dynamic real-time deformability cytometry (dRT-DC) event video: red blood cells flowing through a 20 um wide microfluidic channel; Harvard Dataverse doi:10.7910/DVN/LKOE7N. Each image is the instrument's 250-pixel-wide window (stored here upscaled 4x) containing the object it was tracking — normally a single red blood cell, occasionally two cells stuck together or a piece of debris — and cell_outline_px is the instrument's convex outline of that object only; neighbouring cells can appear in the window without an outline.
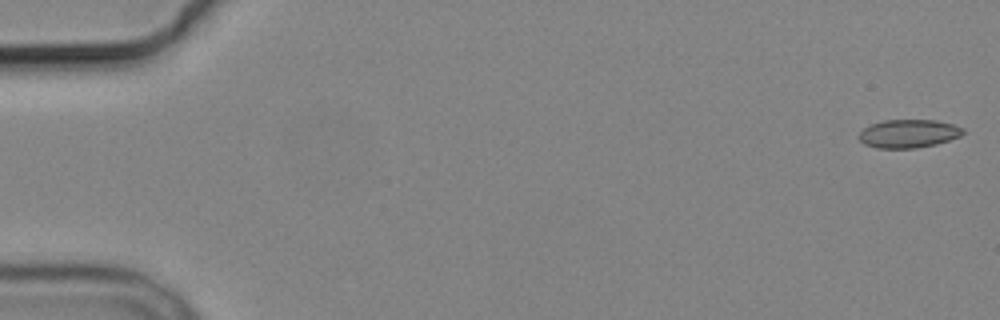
{"species": "common noctule bat (a hibernating species)", "species_latin": "Nyctalus noctula", "temperature_condition": "cold", "stored_images_in_passage": 8, "camera_frame_rate_fps": 3000, "um_per_image_px": 0.085, "animal": {"sex": "male", "body_mass_g": 19.2, "forearm_length_mm": 51.8}, "frame": {"image": 1, "passage_image": 1, "time_ms": 0.0, "image_size_px": [1000, 320], "cell_outline_px": [[964, 132], [960, 136], [936, 144], [912, 148], [876, 148], [864, 144], [860, 140], [860, 132], [864, 128], [872, 124], [884, 120], [936, 120], [952, 124], [964, 128]], "centroid_in_image_um": [77.23, 11.35], "position_along_channel_um": 7.8, "area_um2": 16.99}}
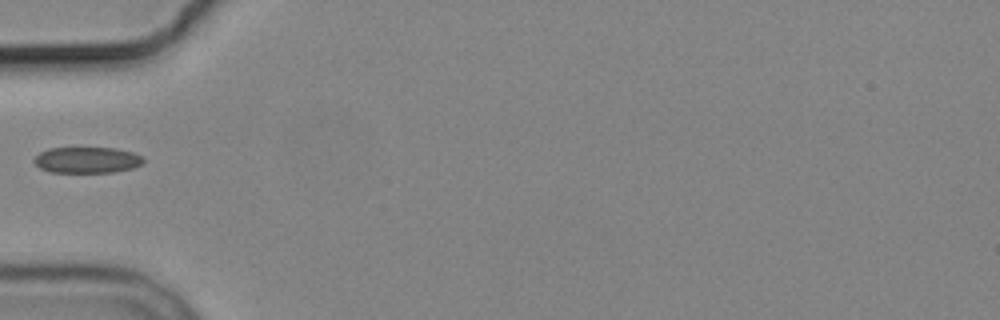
{"frame": {"image": 2, "passage_image": 6, "time_ms": 6.0, "image_size_px": [1000, 320], "cell_outline_px": [[144, 160], [140, 164], [132, 168], [112, 172], [48, 172], [40, 168], [32, 160], [40, 152], [48, 148], [116, 148], [132, 152], [144, 156]], "centroid_in_image_um": [7.38, 13.59], "position_along_channel_um": 77.6, "area_um2": 16.59}}
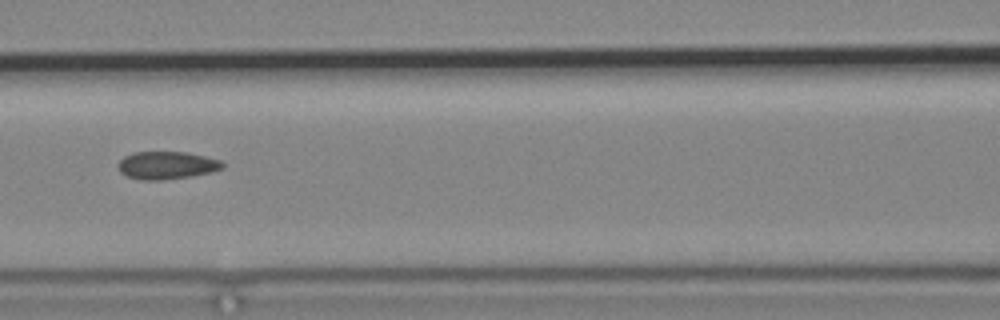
{"frame": {"image": 3, "passage_image": 8, "time_ms": 8.0, "image_size_px": [1000, 320], "cell_outline_px": [[224, 168], [212, 172], [192, 176], [160, 180], [140, 180], [128, 176], [120, 172], [116, 164], [124, 156], [132, 152], [188, 152], [220, 160], [224, 164]], "centroid_in_image_um": [14.16, 14.05], "position_along_channel_um": 152.4, "area_um2": 16.99}}